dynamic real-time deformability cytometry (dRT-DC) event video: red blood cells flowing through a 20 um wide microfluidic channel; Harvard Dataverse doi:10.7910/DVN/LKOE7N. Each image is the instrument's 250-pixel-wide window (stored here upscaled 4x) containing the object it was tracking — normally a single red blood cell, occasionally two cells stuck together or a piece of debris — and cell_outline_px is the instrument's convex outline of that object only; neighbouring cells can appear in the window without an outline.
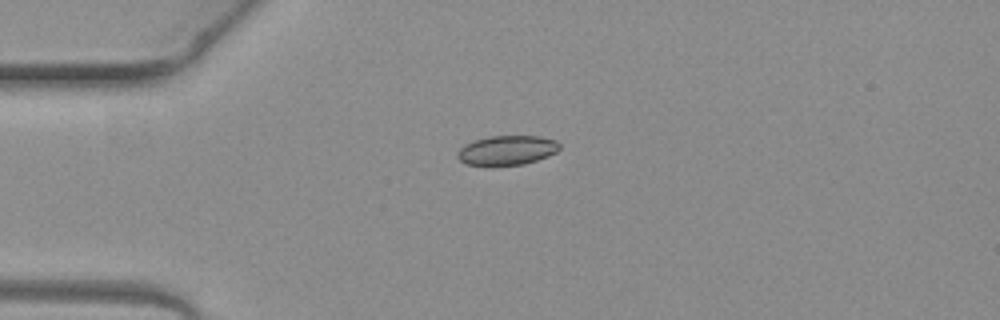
{"species": "common noctule bat (a hibernating species)", "species_latin": "Nyctalus noctula", "temperature_condition": "warm", "stored_images_in_passage": 5, "camera_frame_rate_fps": 3000, "um_per_image_px": 0.085, "animal": {"sex": "female", "body_mass_g": 19.3, "forearm_length_mm": 54.1}, "frame": {"image": 1, "passage_image": 5, "time_ms": 1.333, "image_size_px": [1000, 320], "cell_outline_px": [[560, 148], [556, 152], [548, 156], [524, 164], [492, 168], [464, 164], [456, 156], [456, 152], [464, 144], [472, 140], [488, 136], [540, 136], [556, 140], [560, 144]], "centroid_in_image_um": [43.03, 12.8], "position_along_channel_um": 42.0, "area_um2": 18.32}}